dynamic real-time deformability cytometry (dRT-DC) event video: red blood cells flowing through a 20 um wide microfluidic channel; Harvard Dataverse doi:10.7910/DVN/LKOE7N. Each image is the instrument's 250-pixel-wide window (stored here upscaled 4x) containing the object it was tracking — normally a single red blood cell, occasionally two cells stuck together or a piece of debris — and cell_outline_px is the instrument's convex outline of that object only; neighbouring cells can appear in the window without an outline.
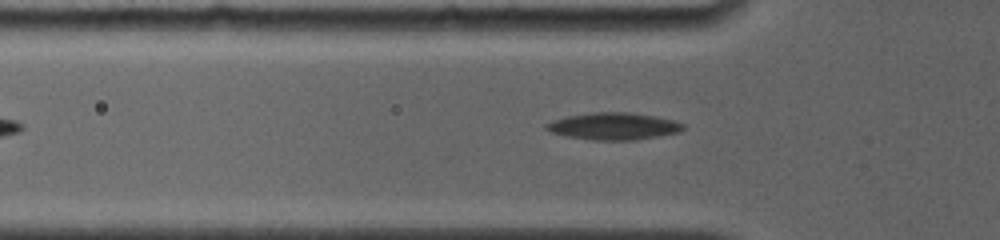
{"species": "common noctule bat (a hibernating species)", "species_latin": "Nyctalus noctula", "temperature_condition": "room temperature", "stored_images_in_passage": 18, "camera_frame_rate_fps": 4000, "um_per_image_px": 0.085, "animal": {"sex": "female", "body_mass_g": 19.0, "forearm_length_mm": 56.7}, "frame": {"image": 1, "passage_image": 2, "time_ms": 0.5, "image_size_px": [1000, 240], "cell_outline_px": [[684, 128], [680, 132], [636, 140], [592, 140], [564, 136], [552, 132], [544, 128], [544, 124], [552, 120], [568, 116], [596, 112], [628, 112], [656, 116], [676, 120], [684, 124]], "centroid_in_image_um": [52.16, 10.73], "position_along_channel_um": 73.6, "area_um2": 21.73}}
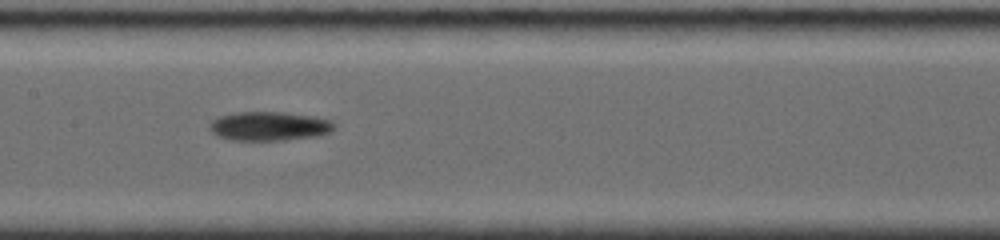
{"frame": {"image": 2, "passage_image": 11, "time_ms": 3.5, "image_size_px": [1000, 240], "cell_outline_px": [[336, 128], [332, 132], [320, 136], [284, 140], [228, 140], [212, 132], [208, 128], [208, 124], [212, 120], [220, 116], [236, 112], [284, 112], [312, 116], [332, 120], [336, 124]], "centroid_in_image_um": [22.93, 10.73], "position_along_channel_um": 184.5, "area_um2": 21.39}}
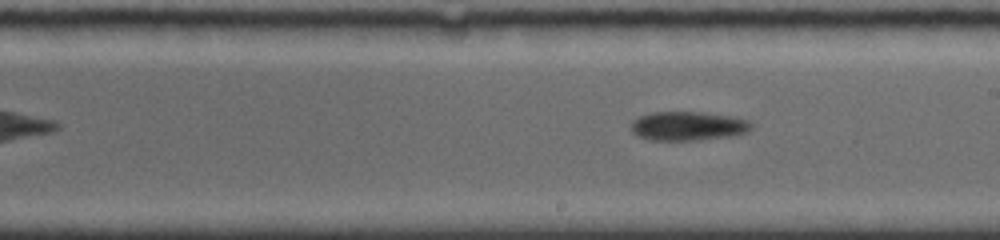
{"frame": {"image": 3, "passage_image": 16, "time_ms": 4.75, "image_size_px": [1000, 240], "cell_outline_px": [[752, 128], [744, 132], [732, 136], [696, 140], [652, 140], [640, 136], [632, 132], [632, 120], [640, 116], [652, 112], [700, 112], [732, 116], [748, 120], [752, 124]], "centroid_in_image_um": [58.48, 10.7], "position_along_channel_um": 230.5, "area_um2": 20.17}}